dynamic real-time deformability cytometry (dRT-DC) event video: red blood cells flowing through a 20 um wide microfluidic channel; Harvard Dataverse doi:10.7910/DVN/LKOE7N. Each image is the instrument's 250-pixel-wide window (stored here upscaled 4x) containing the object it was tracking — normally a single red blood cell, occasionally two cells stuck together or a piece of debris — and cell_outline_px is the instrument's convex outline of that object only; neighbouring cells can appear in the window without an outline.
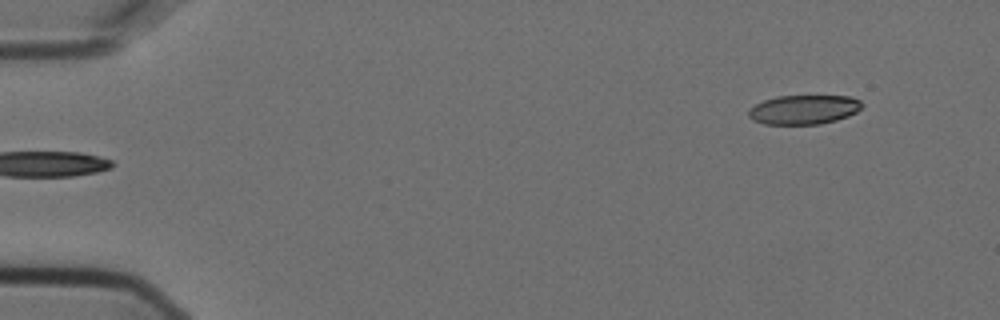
{"species": "Egyptian fruit bat (a non-hibernating species)", "species_latin": "Rousettus aegyptiacus", "temperature_condition": "cold", "stored_images_in_passage": 4, "camera_frame_rate_fps": 3000, "um_per_image_px": 0.085, "animal": {"sex": "female"}, "frame": {"image": 1, "passage_image": 4, "time_ms": 1.0, "image_size_px": [1000, 320], "cell_outline_px": [[864, 104], [856, 112], [848, 116], [836, 120], [820, 124], [764, 124], [752, 120], [748, 116], [748, 108], [764, 100], [776, 96], [848, 96], [860, 100]], "centroid_in_image_um": [68.3, 9.31], "position_along_channel_um": 16.7, "area_um2": 19.42}}